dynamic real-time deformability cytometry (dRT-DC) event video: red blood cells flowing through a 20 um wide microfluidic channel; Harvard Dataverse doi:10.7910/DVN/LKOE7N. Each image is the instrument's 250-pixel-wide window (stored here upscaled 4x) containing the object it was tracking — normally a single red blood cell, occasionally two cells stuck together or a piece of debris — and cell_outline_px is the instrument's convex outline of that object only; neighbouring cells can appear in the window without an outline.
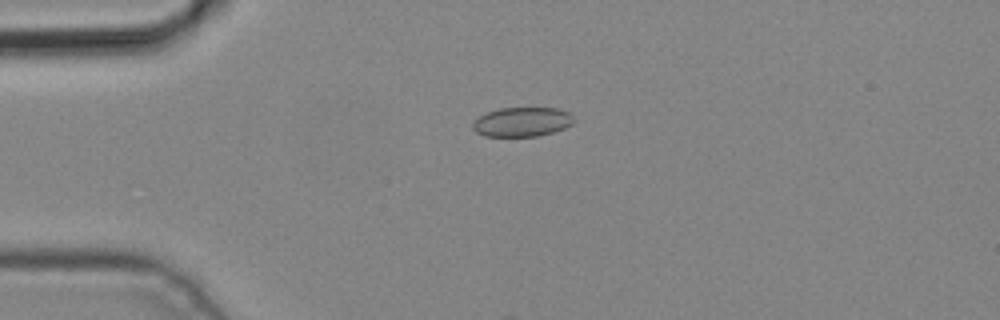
{"species": "common noctule bat (a hibernating species)", "species_latin": "Nyctalus noctula", "temperature_condition": "cold", "stored_images_in_passage": 4, "camera_frame_rate_fps": 3000, "um_per_image_px": 0.085, "animal": {"sex": "male", "body_mass_g": 19.2, "forearm_length_mm": 51.8}, "frame": {"image": 1, "passage_image": 3, "time_ms": 0.667, "image_size_px": [1000, 320], "cell_outline_px": [[576, 120], [572, 124], [564, 128], [552, 132], [536, 136], [484, 136], [476, 132], [472, 128], [472, 124], [480, 116], [488, 112], [500, 108], [556, 108], [568, 112]], "centroid_in_image_um": [44.38, 10.36], "position_along_channel_um": 40.6, "area_um2": 17.17}}